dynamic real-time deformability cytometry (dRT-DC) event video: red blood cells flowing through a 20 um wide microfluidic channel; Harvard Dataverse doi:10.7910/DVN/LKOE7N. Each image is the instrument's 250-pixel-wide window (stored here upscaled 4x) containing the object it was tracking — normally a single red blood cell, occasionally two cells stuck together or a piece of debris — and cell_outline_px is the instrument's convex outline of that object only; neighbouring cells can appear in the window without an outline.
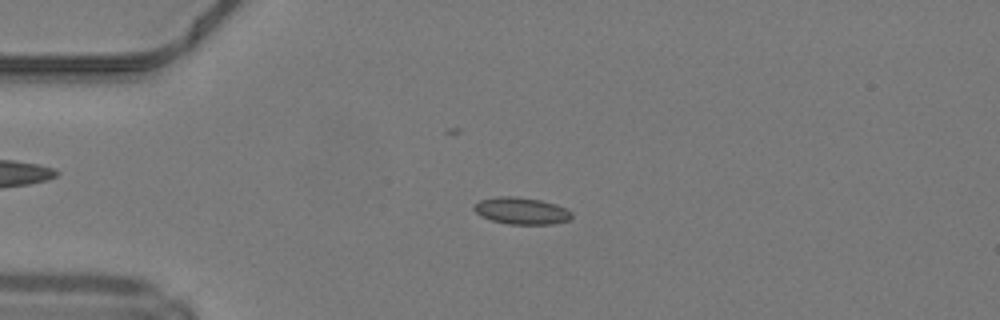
{"species": "common noctule bat (a hibernating species)", "species_latin": "Nyctalus noctula", "temperature_condition": "warm", "stored_images_in_passage": 49, "camera_frame_rate_fps": 3000, "um_per_image_px": 0.085, "animal": {"sex": "male", "body_mass_g": 19.2, "forearm_length_mm": 51.8}, "frame": {"image": 1, "passage_image": 12, "time_ms": 3.667, "image_size_px": [1000, 320], "cell_outline_px": [[572, 216], [568, 220], [552, 224], [508, 224], [492, 220], [480, 216], [472, 208], [472, 204], [480, 200], [496, 196], [516, 196], [540, 200], [556, 204], [572, 212]], "centroid_in_image_um": [44.27, 17.91], "position_along_channel_um": 40.7, "area_um2": 15.37}}
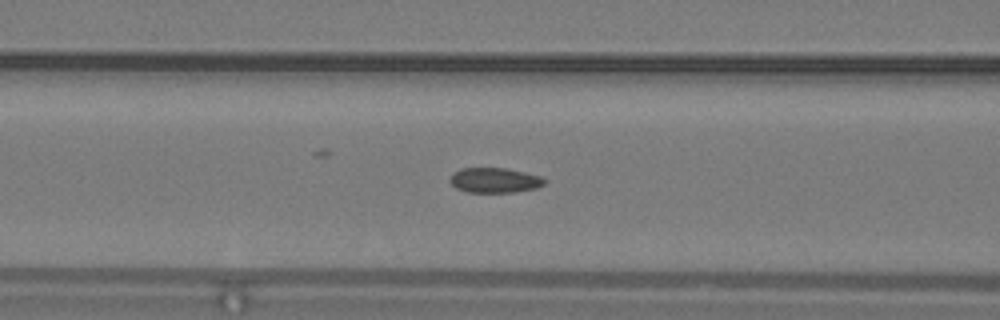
{"frame": {"image": 2, "passage_image": 20, "time_ms": 6.333, "image_size_px": [1000, 320], "cell_outline_px": [[548, 180], [544, 184], [536, 188], [512, 192], [468, 192], [456, 188], [448, 180], [452, 172], [460, 168], [504, 168], [524, 172], [540, 176]], "centroid_in_image_um": [42.01, 15.31], "position_along_channel_um": 124.6, "area_um2": 13.81}}
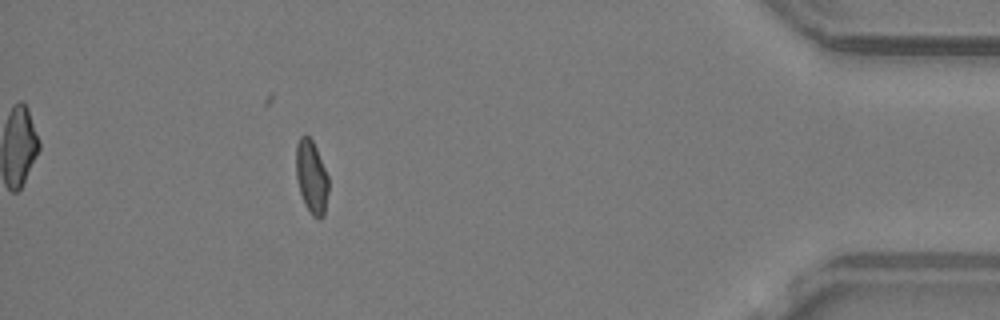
{"frame": {"image": 3, "passage_image": 44, "time_ms": 14.333, "image_size_px": [1000, 320], "cell_outline_px": [[328, 192], [324, 216], [320, 220], [312, 216], [304, 204], [296, 180], [296, 144], [300, 136], [304, 132], [312, 140], [316, 148], [328, 176]], "centroid_in_image_um": [26.46, 15.05], "position_along_channel_um": 408.7, "area_um2": 14.05}, "authors_computed_cell_mechanics": {"area_um2": 14.3922, "velocity_mm_per_s": 4.2357, "shape_relaxation_time_tau1_ms": null, "shape_relaxation_time_tau2_ms": 1.4075, "deformation_change_tau1": null, "deformation_change_tau2": 0.0561}}